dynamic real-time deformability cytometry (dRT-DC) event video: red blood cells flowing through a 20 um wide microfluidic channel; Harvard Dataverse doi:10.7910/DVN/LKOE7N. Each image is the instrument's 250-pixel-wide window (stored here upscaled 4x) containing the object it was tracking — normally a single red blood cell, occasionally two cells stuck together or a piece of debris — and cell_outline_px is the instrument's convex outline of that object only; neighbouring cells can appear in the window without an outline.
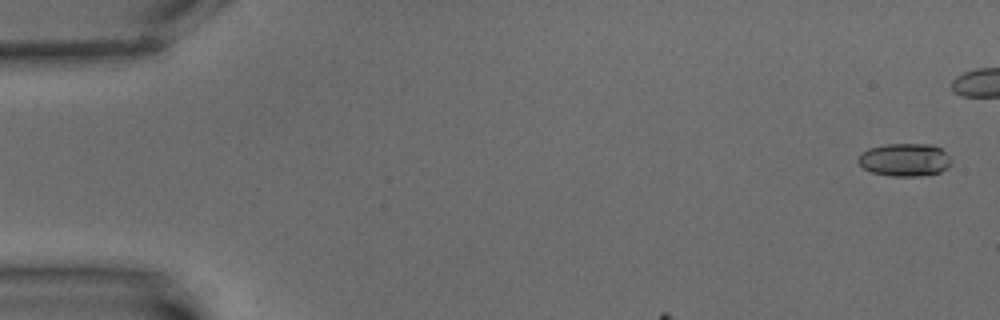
{"species": "common noctule bat (a hibernating species)", "species_latin": "Nyctalus noctula", "temperature_condition": "warm", "stored_images_in_passage": 3, "camera_frame_rate_fps": 3000, "um_per_image_px": 0.085, "animal": {"sex": "male", "body_mass_g": 15.6}, "frame": {"image": 1, "passage_image": 1, "time_ms": 0.0, "image_size_px": [1000, 320], "cell_outline_px": [[952, 160], [948, 168], [940, 172], [916, 176], [888, 176], [872, 172], [864, 168], [856, 160], [860, 152], [868, 148], [884, 144], [932, 144], [940, 148]], "centroid_in_image_um": [76.87, 13.57], "position_along_channel_um": 8.1, "area_um2": 17.98}}